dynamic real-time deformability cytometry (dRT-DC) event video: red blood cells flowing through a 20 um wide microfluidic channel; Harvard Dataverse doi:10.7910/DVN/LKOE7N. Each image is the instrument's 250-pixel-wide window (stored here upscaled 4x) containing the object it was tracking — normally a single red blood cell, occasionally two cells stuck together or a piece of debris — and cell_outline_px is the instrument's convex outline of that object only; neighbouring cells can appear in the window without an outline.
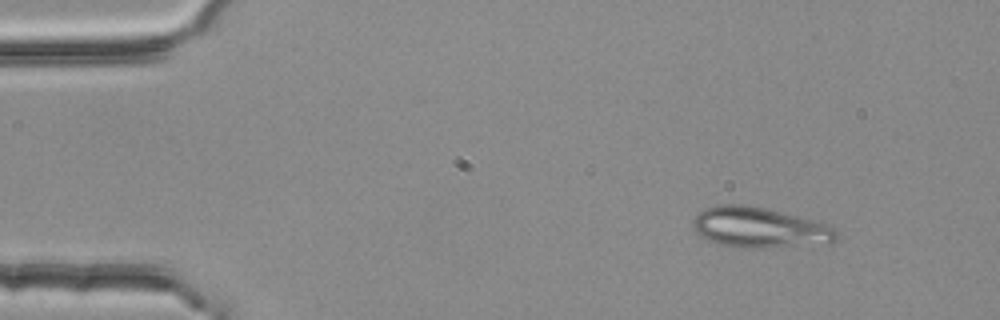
{"species": "common noctule bat (a hibernating species)", "species_latin": "Nyctalus noctula", "temperature_condition": "room temperature", "stored_images_in_passage": 3, "camera_frame_rate_fps": 3000, "um_per_image_px": 0.085, "animal": {"sex": "female", "body_mass_g": 25.1}, "frame": {"image": 1, "passage_image": 1, "time_ms": 0.0, "image_size_px": [1000, 320], "cell_outline_px": [[840, 236], [832, 244], [760, 248], [736, 248], [716, 244], [700, 236], [692, 228], [692, 220], [704, 208], [716, 204], [740, 204], [764, 208], [784, 212], [820, 220], [832, 224], [836, 228]], "centroid_in_image_um": [64.64, 19.35], "position_along_channel_um": 20.4, "area_um2": 35.03}}